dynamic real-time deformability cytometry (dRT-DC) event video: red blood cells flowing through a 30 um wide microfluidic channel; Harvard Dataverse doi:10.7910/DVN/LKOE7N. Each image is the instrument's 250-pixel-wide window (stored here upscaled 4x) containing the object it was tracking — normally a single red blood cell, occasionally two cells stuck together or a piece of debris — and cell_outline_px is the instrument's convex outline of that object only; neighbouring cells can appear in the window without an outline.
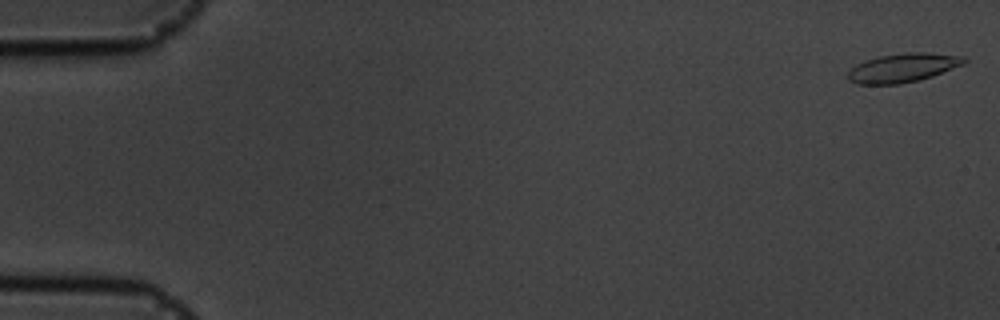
{"species": "common noctule bat (a hibernating species)", "species_latin": "Nyctalus noctula", "temperature_condition": "cold", "stored_images_in_passage": 15, "camera_frame_rate_fps": 3000, "um_per_image_px": 0.085, "animal": {"sex": "male", "body_mass_g": 19.5, "forearm_length_mm": 54.6}, "frame": {"image": 1, "passage_image": 1, "time_ms": 0.0, "image_size_px": [1000, 320], "cell_outline_px": [[968, 60], [964, 64], [932, 76], [920, 80], [900, 84], [856, 84], [848, 80], [848, 72], [856, 64], [864, 60], [880, 56], [908, 52], [924, 52], [964, 56]], "centroid_in_image_um": [76.75, 5.76], "position_along_channel_um": 8.3, "area_um2": 19.59}}
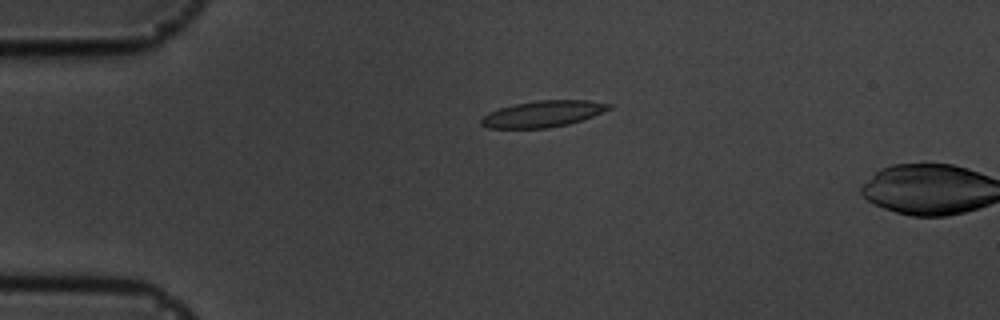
{"frame": {"image": 2, "passage_image": 13, "time_ms": 4.0, "image_size_px": [1000, 320], "cell_outline_px": [[612, 108], [592, 116], [568, 124], [548, 128], [488, 128], [480, 124], [480, 120], [488, 112], [500, 108], [516, 104], [536, 100], [588, 100], [612, 104]], "centroid_in_image_um": [46.14, 9.68], "position_along_channel_um": 38.9, "area_um2": 19.48}}